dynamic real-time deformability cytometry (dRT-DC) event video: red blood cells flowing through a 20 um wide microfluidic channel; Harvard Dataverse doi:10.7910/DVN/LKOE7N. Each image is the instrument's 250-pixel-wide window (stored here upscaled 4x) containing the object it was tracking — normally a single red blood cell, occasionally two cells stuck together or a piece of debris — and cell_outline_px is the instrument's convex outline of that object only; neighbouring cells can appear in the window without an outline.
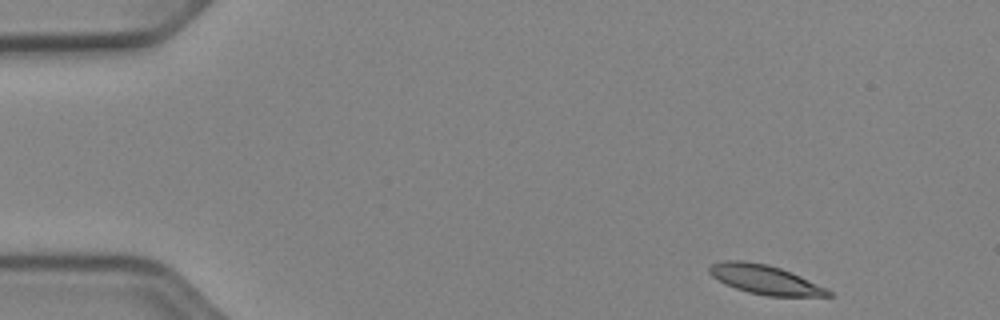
{"species": "Egyptian fruit bat (a non-hibernating species)", "species_latin": "Rousettus aegyptiacus", "temperature_condition": "cold", "stored_images_in_passage": 48, "camera_frame_rate_fps": 3000, "um_per_image_px": 0.085, "animal": {"sex": "female"}, "frame": {"image": 1, "passage_image": 1, "time_ms": 0.0, "image_size_px": [1000, 320], "cell_outline_px": [[836, 296], [764, 296], [748, 292], [724, 284], [712, 276], [708, 272], [708, 268], [712, 264], [724, 260], [744, 260], [768, 264], [792, 272], [832, 292]], "centroid_in_image_um": [64.98, 23.76], "position_along_channel_um": 20.0, "area_um2": 20.23}}
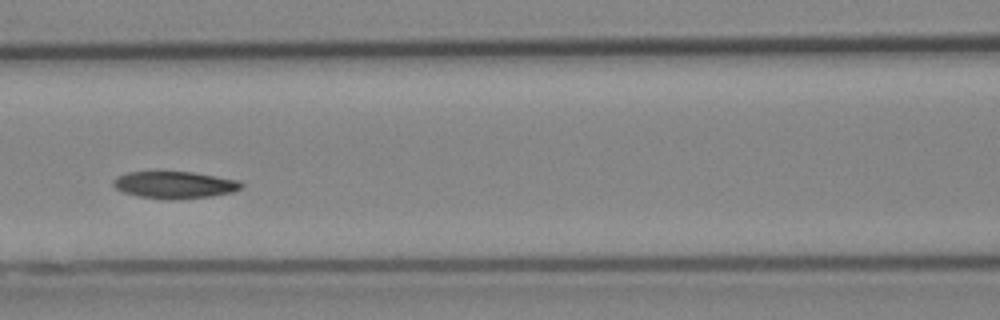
{"frame": {"image": 2, "passage_image": 19, "time_ms": 6.0, "image_size_px": [1000, 320], "cell_outline_px": [[244, 184], [240, 188], [232, 192], [212, 196], [168, 200], [140, 196], [124, 192], [116, 188], [112, 184], [112, 180], [116, 176], [128, 172], [192, 172], [216, 176], [236, 180]], "centroid_in_image_um": [14.81, 15.71], "position_along_channel_um": 151.8, "area_um2": 20.0}}
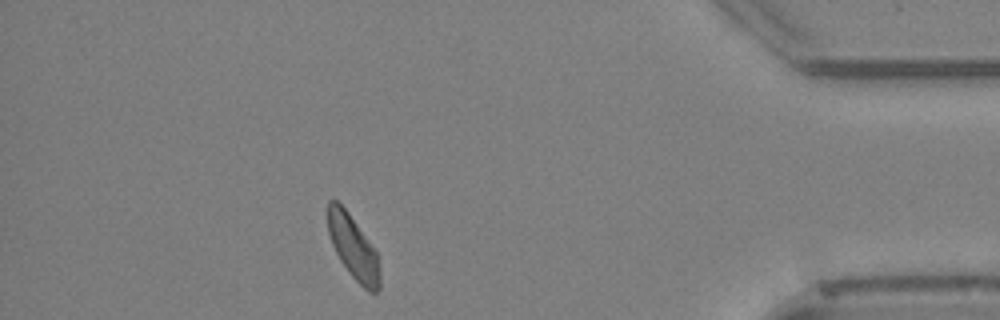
{"frame": {"image": 3, "passage_image": 42, "time_ms": 13.667, "image_size_px": [1000, 320], "cell_outline_px": [[380, 288], [376, 292], [368, 292], [352, 276], [340, 260], [332, 244], [328, 232], [328, 200], [336, 200], [348, 212], [376, 252], [380, 272]], "centroid_in_image_um": [30.02, 21.05], "position_along_channel_um": 405.2, "area_um2": 18.84}, "authors_computed_cell_mechanics": {"area_um2": 20.1433, "velocity_mm_per_s": 3.8711, "shape_relaxation_time_tau1_ms": 3.4138, "shape_relaxation_time_tau2_ms": null, "deformation_change_tau1": 0.1231, "deformation_change_tau2": null}}